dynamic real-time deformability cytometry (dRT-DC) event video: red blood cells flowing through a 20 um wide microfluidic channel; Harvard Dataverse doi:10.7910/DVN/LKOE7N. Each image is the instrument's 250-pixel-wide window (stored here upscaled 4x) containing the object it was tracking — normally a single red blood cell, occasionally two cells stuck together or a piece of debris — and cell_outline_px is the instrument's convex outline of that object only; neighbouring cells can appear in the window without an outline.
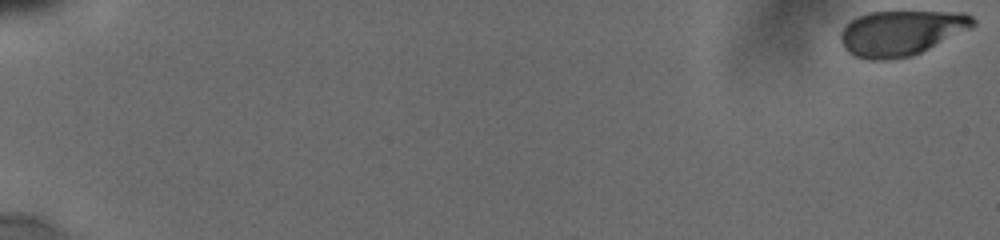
{"species": "human", "species_latin": "Homo sapiens", "temperature_condition": "cold", "stored_images_in_passage": 30, "camera_frame_rate_fps": 3000, "um_per_image_px": 0.085, "donor": {"sex": "male"}, "frame": {"image": 1, "passage_image": 1, "time_ms": 0.0, "image_size_px": [1000, 240], "cell_outline_px": [[976, 24], [972, 28], [912, 56], [892, 60], [868, 60], [856, 56], [848, 52], [844, 48], [840, 40], [840, 32], [856, 16], [868, 12], [964, 12], [972, 16], [976, 20]], "centroid_in_image_um": [76.6, 2.8], "position_along_channel_um": 8.4, "area_um2": 34.97}}
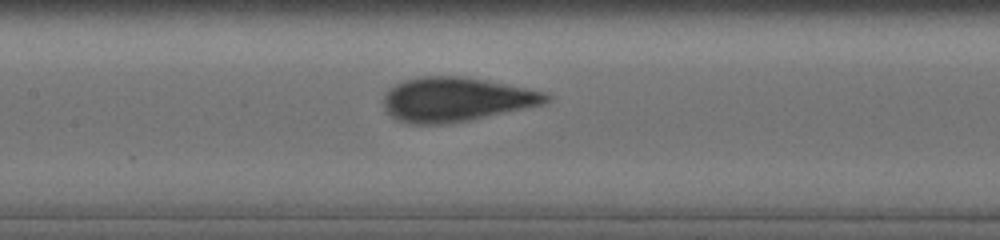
{"frame": {"image": 2, "passage_image": 27, "time_ms": 9.667, "image_size_px": [1000, 240], "cell_outline_px": [[552, 96], [544, 104], [468, 120], [448, 124], [408, 124], [396, 120], [384, 108], [384, 96], [388, 88], [404, 80], [420, 76], [460, 76], [484, 80], [548, 92]], "centroid_in_image_um": [38.74, 8.45], "position_along_channel_um": 168.7, "area_um2": 41.85}}
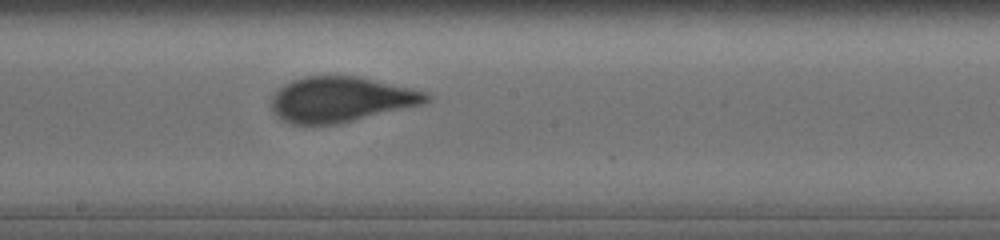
{"frame": {"image": 3, "passage_image": 30, "time_ms": 11.0, "image_size_px": [1000, 240], "cell_outline_px": [[432, 96], [424, 104], [336, 124], [292, 124], [280, 120], [272, 112], [272, 96], [284, 84], [292, 80], [304, 76], [360, 76], [428, 92]], "centroid_in_image_um": [28.97, 8.44], "position_along_channel_um": 219.2, "area_um2": 40.92}}